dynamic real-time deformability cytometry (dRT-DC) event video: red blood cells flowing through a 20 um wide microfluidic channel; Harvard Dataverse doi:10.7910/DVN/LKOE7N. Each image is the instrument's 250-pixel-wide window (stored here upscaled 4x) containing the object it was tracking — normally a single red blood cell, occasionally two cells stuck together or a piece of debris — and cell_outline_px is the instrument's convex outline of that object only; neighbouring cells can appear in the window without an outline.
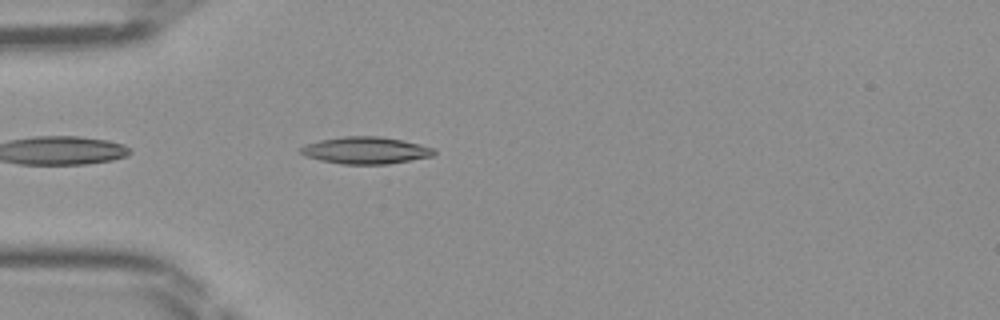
{"species": "Egyptian fruit bat (a non-hibernating species)", "species_latin": "Rousettus aegyptiacus", "temperature_condition": "room temperature", "stored_images_in_passage": 36, "camera_frame_rate_fps": 3000, "um_per_image_px": 0.085, "frame": {"image": 1, "passage_image": 3, "time_ms": 0.667, "image_size_px": [1000, 320], "cell_outline_px": [[436, 152], [432, 156], [388, 164], [340, 164], [320, 160], [304, 156], [300, 152], [300, 148], [308, 144], [320, 140], [344, 136], [380, 136], [404, 140], [420, 144], [432, 148]], "centroid_in_image_um": [31.08, 12.78], "position_along_channel_um": 53.9, "area_um2": 20.92}}
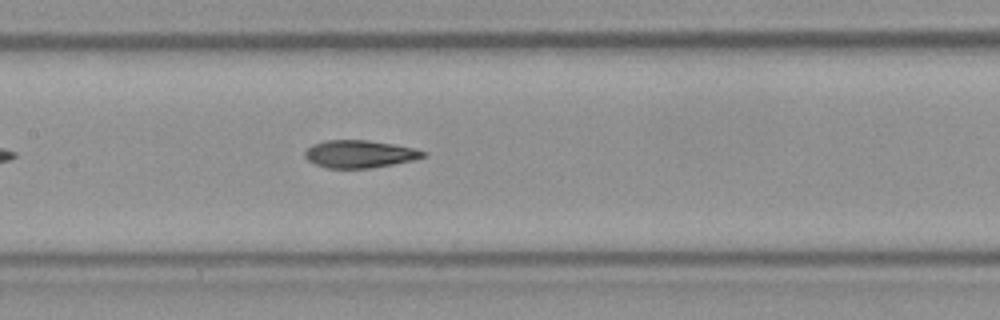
{"frame": {"image": 2, "passage_image": 12, "time_ms": 3.667, "image_size_px": [1000, 320], "cell_outline_px": [[428, 152], [424, 156], [412, 160], [372, 168], [328, 168], [316, 164], [308, 160], [304, 156], [304, 152], [312, 144], [324, 140], [368, 140], [392, 144], [412, 148]], "centroid_in_image_um": [30.53, 13.08], "position_along_channel_um": 176.9, "area_um2": 18.84}}
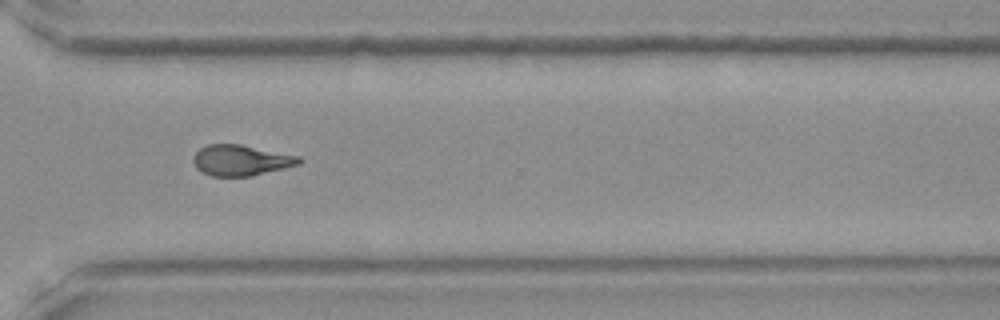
{"frame": {"image": 3, "passage_image": 24, "time_ms": 7.667, "image_size_px": [1000, 320], "cell_outline_px": [[304, 160], [300, 164], [252, 176], [212, 176], [196, 168], [192, 160], [192, 156], [200, 148], [208, 144], [240, 144], [300, 156]], "centroid_in_image_um": [20.49, 13.62], "position_along_channel_um": 350.1, "area_um2": 19.02}}